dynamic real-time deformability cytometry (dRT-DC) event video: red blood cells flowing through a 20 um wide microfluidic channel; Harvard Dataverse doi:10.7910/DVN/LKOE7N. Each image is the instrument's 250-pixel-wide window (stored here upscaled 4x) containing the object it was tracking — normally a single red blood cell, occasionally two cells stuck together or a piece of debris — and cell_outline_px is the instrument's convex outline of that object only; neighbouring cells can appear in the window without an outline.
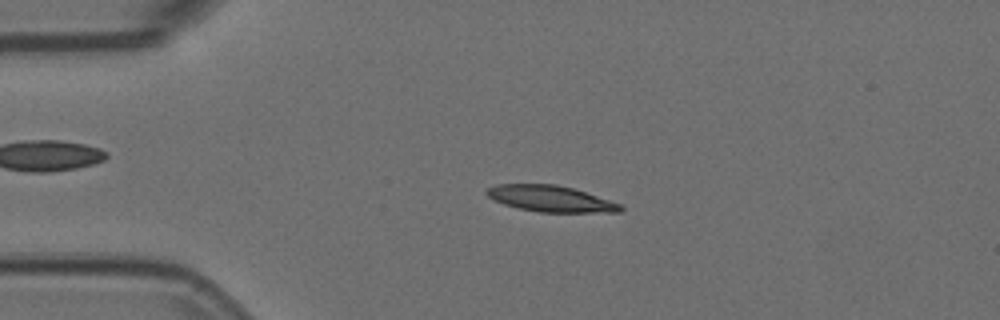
{"species": "Egyptian fruit bat (a non-hibernating species)", "species_latin": "Rousettus aegyptiacus", "temperature_condition": "room temperature", "stored_images_in_passage": 5, "camera_frame_rate_fps": 3000, "um_per_image_px": 0.085, "animal": {"sex": "female"}, "frame": {"image": 1, "passage_image": 4, "time_ms": 1.0, "image_size_px": [1000, 320], "cell_outline_px": [[624, 208], [620, 212], [540, 212], [520, 208], [504, 204], [488, 196], [484, 192], [488, 188], [496, 184], [556, 184], [572, 188], [620, 204]], "centroid_in_image_um": [46.78, 16.88], "position_along_channel_um": 38.2, "area_um2": 20.06}}